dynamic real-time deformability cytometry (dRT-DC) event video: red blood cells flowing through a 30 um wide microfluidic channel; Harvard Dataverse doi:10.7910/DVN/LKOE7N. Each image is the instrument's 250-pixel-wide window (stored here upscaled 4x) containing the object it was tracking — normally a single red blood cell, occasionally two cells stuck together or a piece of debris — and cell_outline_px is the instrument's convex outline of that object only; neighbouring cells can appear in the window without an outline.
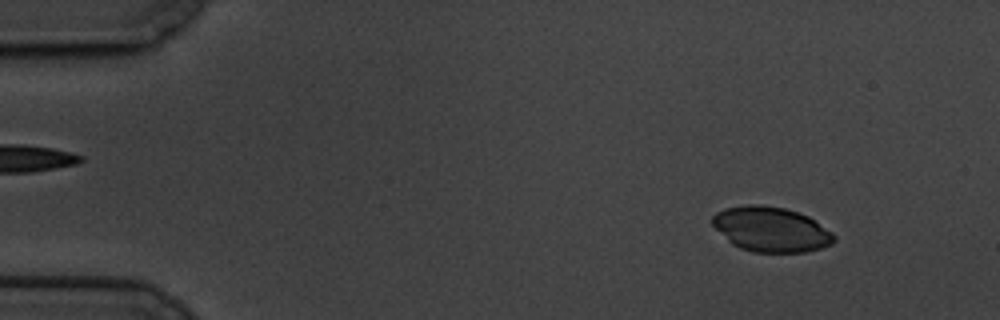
{"species": "common noctule bat (a hibernating species)", "species_latin": "Nyctalus noctula", "temperature_condition": "cold", "stored_images_in_passage": 59, "camera_frame_rate_fps": 3000, "um_per_image_px": 0.085, "animal": {"sex": "male", "body_mass_g": 19.5, "forearm_length_mm": 54.6}, "frame": {"image": 1, "passage_image": 6, "time_ms": 1.667, "image_size_px": [1000, 320], "cell_outline_px": [[836, 240], [832, 244], [820, 248], [804, 252], [752, 252], [740, 248], [732, 244], [712, 224], [712, 216], [716, 212], [724, 208], [744, 204], [760, 204], [784, 208], [808, 216], [832, 232], [836, 236]], "centroid_in_image_um": [65.53, 19.49], "position_along_channel_um": 19.5, "area_um2": 31.85}}